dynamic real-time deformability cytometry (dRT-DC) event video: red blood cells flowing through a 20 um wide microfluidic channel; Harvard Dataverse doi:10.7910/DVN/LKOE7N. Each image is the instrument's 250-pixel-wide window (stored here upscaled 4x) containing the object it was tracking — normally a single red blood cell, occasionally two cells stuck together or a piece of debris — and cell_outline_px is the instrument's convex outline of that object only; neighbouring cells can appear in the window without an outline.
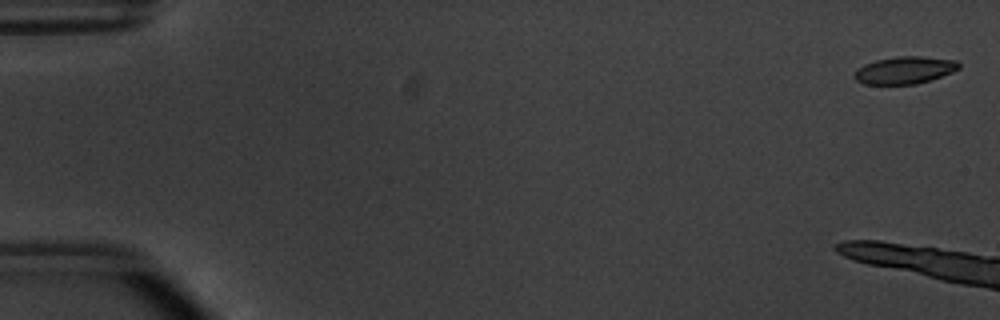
{"species": "common noctule bat (a hibernating species)", "species_latin": "Nyctalus noctula", "temperature_condition": "warm", "stored_images_in_passage": 9, "camera_frame_rate_fps": 3000, "um_per_image_px": 0.085, "animal": {"sex": "male", "body_mass_g": 20.1, "forearm_length_mm": 53.5}, "frame": {"image": 1, "passage_image": 2, "time_ms": 0.333, "image_size_px": [1000, 320], "cell_outline_px": [[960, 68], [952, 72], [916, 84], [864, 84], [856, 80], [852, 76], [856, 68], [864, 64], [876, 60], [900, 56], [920, 56], [956, 60], [960, 64]], "centroid_in_image_um": [76.85, 5.96], "position_along_channel_um": 8.1, "area_um2": 16.59}}